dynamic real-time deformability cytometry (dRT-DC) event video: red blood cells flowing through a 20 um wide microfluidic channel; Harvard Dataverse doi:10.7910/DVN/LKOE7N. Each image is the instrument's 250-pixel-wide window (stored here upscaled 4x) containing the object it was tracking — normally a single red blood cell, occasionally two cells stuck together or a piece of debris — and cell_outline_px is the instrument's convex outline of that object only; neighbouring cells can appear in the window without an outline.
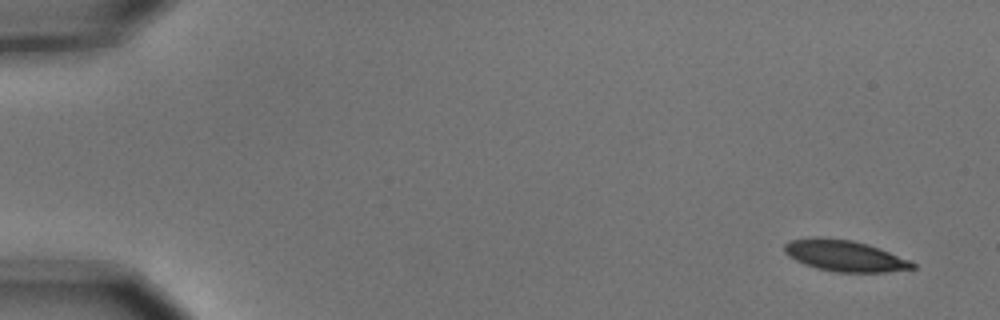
{"species": "common noctule bat (a hibernating species)", "species_latin": "Nyctalus noctula", "temperature_condition": "cold", "stored_images_in_passage": 5, "camera_frame_rate_fps": 3000, "um_per_image_px": 0.085, "animal": {"sex": "male", "body_mass_g": 15.6}, "frame": {"image": 1, "passage_image": 1, "time_ms": 0.0, "image_size_px": [1000, 320], "cell_outline_px": [[916, 268], [884, 272], [836, 272], [816, 268], [804, 264], [788, 256], [784, 252], [784, 244], [788, 240], [812, 236], [824, 236], [852, 240], [868, 244], [880, 248], [908, 260], [916, 264]], "centroid_in_image_um": [71.74, 21.71], "position_along_channel_um": 13.3, "area_um2": 23.52}}
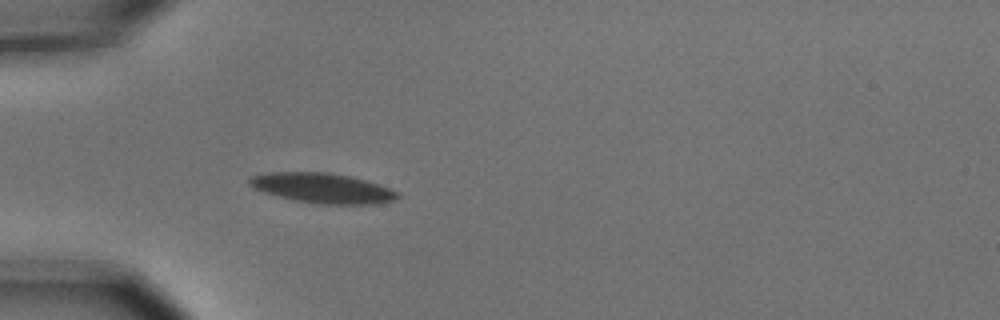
{"frame": {"image": 2, "passage_image": 5, "time_ms": 1.333, "image_size_px": [1000, 320], "cell_outline_px": [[400, 196], [396, 200], [376, 204], [324, 204], [296, 200], [264, 192], [252, 188], [248, 184], [248, 180], [252, 176], [268, 172], [328, 172], [352, 176], [380, 184], [396, 192]], "centroid_in_image_um": [27.42, 15.98], "position_along_channel_um": 57.6, "area_um2": 25.84}}